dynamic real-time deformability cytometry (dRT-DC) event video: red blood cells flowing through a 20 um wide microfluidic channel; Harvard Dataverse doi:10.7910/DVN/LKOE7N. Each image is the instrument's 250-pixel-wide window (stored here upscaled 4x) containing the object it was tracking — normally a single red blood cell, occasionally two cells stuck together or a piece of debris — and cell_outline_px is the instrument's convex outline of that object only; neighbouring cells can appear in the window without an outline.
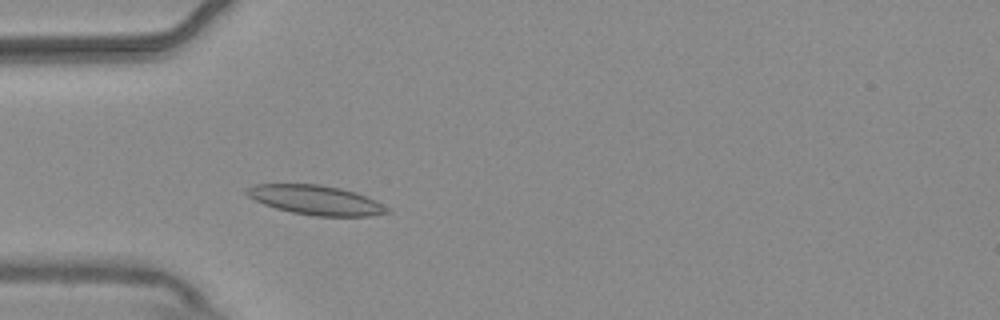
{"species": "common noctule bat (a hibernating species)", "species_latin": "Nyctalus noctula", "temperature_condition": "warm", "stored_images_in_passage": 47, "camera_frame_rate_fps": 3000, "um_per_image_px": 0.085, "animal": {"sex": "male", "body_mass_g": 20.4}, "frame": {"image": 1, "passage_image": 13, "time_ms": 4.0, "image_size_px": [1000, 320], "cell_outline_px": [[392, 212], [368, 216], [316, 216], [292, 212], [276, 208], [264, 204], [248, 196], [244, 192], [244, 188], [252, 184], [320, 184], [340, 188], [356, 192], [376, 200], [388, 208]], "centroid_in_image_um": [26.83, 16.99], "position_along_channel_um": 58.2, "area_um2": 24.16}}
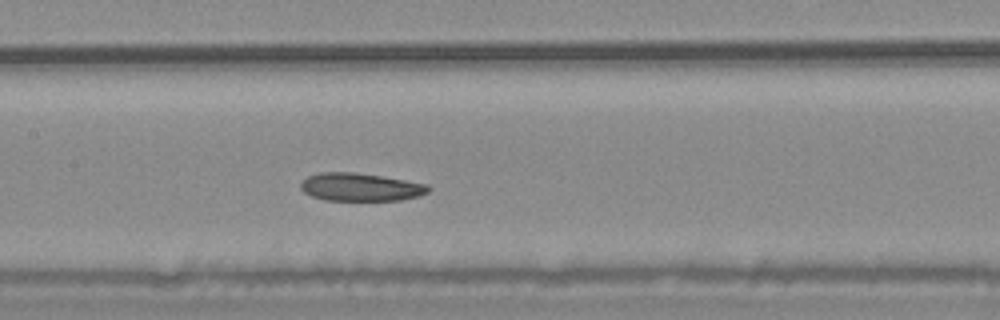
{"frame": {"image": 2, "passage_image": 23, "time_ms": 7.333, "image_size_px": [1000, 320], "cell_outline_px": [[432, 188], [428, 192], [420, 196], [400, 200], [324, 200], [312, 196], [304, 192], [300, 188], [300, 184], [308, 176], [320, 172], [356, 172], [428, 184]], "centroid_in_image_um": [30.66, 15.9], "position_along_channel_um": 176.7, "area_um2": 20.81}}
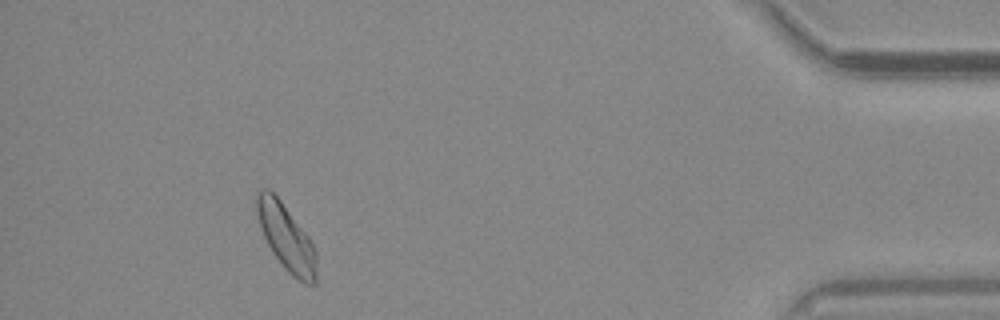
{"frame": {"image": 3, "passage_image": 47, "time_ms": 15.333, "image_size_px": [1000, 320], "cell_outline_px": [[316, 284], [304, 284], [292, 276], [284, 268], [272, 252], [260, 228], [256, 212], [256, 192], [260, 188], [268, 188], [280, 200], [308, 236], [316, 252]], "centroid_in_image_um": [24.31, 20.19], "position_along_channel_um": 410.9, "area_um2": 22.95}, "authors_computed_cell_mechanics": {"area_um2": 21.7328, "velocity_mm_per_s": 3.6519, "shape_relaxation_time_tau1_ms": 10.3865, "shape_relaxation_time_tau2_ms": null, "deformation_change_tau1": 0.1477, "deformation_change_tau2": null}}